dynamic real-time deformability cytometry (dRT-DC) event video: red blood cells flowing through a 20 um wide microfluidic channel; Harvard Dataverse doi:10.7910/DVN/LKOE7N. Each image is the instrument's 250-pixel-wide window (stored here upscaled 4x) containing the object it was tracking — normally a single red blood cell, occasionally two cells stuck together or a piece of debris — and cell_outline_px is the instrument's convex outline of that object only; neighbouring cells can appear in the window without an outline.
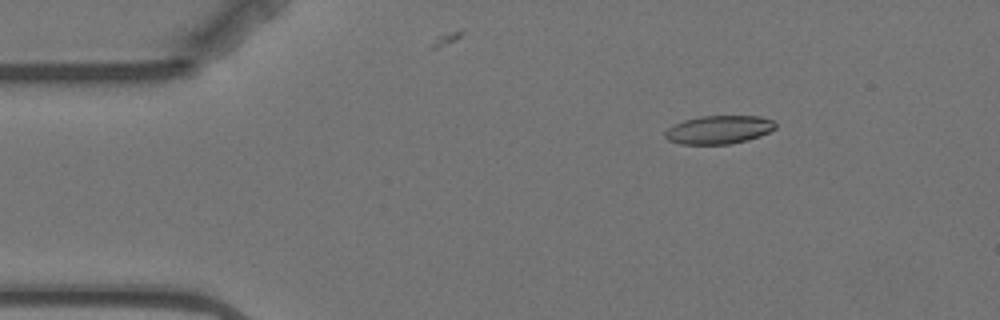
{"species": "Egyptian fruit bat (a non-hibernating species)", "species_latin": "Rousettus aegyptiacus", "temperature_condition": "warm", "stored_images_in_passage": 4, "camera_frame_rate_fps": 3000, "um_per_image_px": 0.085, "animal": {"sex": "female"}, "frame": {"image": 1, "passage_image": 3, "time_ms": 2.333, "image_size_px": [1000, 320], "cell_outline_px": [[776, 128], [760, 136], [748, 140], [728, 144], [680, 144], [668, 140], [664, 136], [664, 132], [668, 128], [684, 120], [700, 116], [760, 116], [772, 120], [776, 124]], "centroid_in_image_um": [61.1, 11.02], "position_along_channel_um": 23.9, "area_um2": 18.21}}